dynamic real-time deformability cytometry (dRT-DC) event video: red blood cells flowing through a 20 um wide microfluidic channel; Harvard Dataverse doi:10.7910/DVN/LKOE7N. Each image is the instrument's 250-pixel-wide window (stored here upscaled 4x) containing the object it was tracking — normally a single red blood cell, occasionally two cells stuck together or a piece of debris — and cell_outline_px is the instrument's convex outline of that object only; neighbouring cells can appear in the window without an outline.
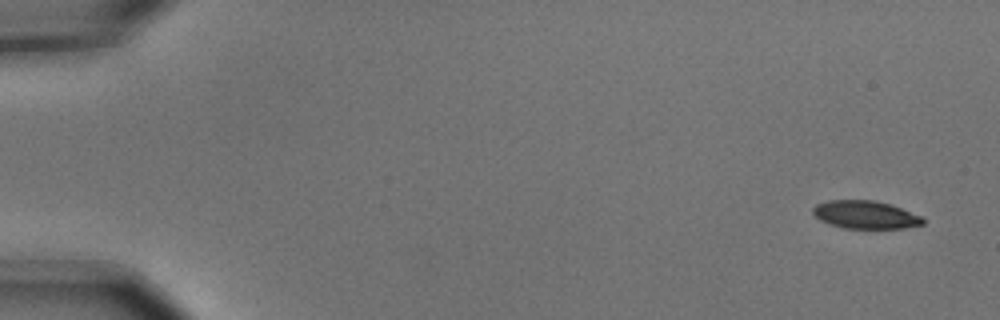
{"species": "common noctule bat (a hibernating species)", "species_latin": "Nyctalus noctula", "temperature_condition": "cold", "stored_images_in_passage": 5, "camera_frame_rate_fps": 3000, "um_per_image_px": 0.085, "animal": {"sex": "male", "body_mass_g": 15.6}, "frame": {"image": 1, "passage_image": 1, "time_ms": 0.0, "image_size_px": [1000, 320], "cell_outline_px": [[924, 224], [904, 228], [844, 228], [820, 220], [812, 212], [812, 208], [816, 204], [828, 200], [876, 200], [924, 216]], "centroid_in_image_um": [73.57, 18.24], "position_along_channel_um": 11.4, "area_um2": 17.86}}
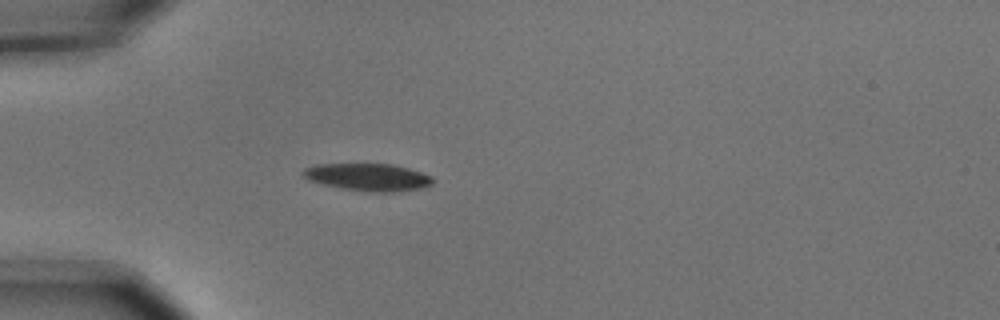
{"frame": {"image": 2, "passage_image": 5, "time_ms": 1.333, "image_size_px": [1000, 320], "cell_outline_px": [[436, 180], [432, 184], [420, 188], [392, 192], [372, 192], [344, 188], [324, 184], [308, 180], [300, 172], [304, 168], [316, 164], [392, 164], [408, 168], [432, 176]], "centroid_in_image_um": [31.29, 15.05], "position_along_channel_um": 53.7, "area_um2": 20.58}}